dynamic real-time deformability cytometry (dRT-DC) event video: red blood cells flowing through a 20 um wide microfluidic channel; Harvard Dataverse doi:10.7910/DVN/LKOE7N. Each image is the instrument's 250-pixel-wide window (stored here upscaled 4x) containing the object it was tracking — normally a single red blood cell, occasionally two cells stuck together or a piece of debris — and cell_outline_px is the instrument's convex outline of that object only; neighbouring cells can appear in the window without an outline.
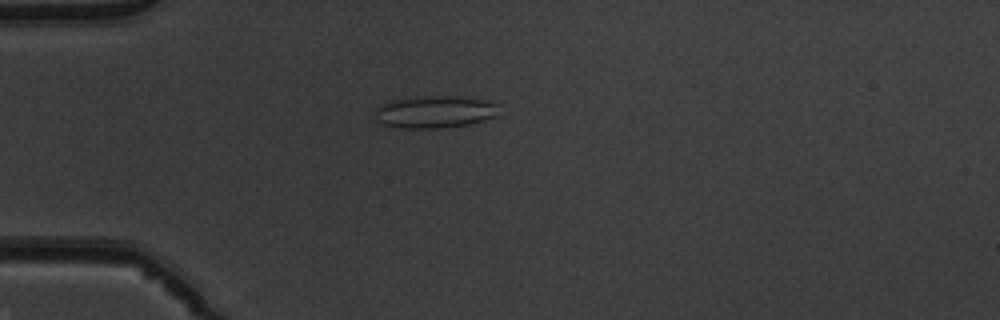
{"species": "common noctule bat (a hibernating species)", "species_latin": "Nyctalus noctula", "temperature_condition": "warm", "stored_images_in_passage": 52, "camera_frame_rate_fps": 3000, "um_per_image_px": 0.085, "animal": {"sex": "male", "body_mass_g": 19.5, "forearm_length_mm": 54.6}, "frame": {"image": 1, "passage_image": 15, "time_ms": 4.667, "image_size_px": [1000, 320], "cell_outline_px": [[496, 116], [468, 124], [440, 128], [404, 128], [384, 124], [376, 120], [376, 108], [392, 100], [404, 96], [460, 96], [488, 100], [496, 104]], "centroid_in_image_um": [36.93, 9.48], "position_along_channel_um": 48.1, "area_um2": 23.24}}
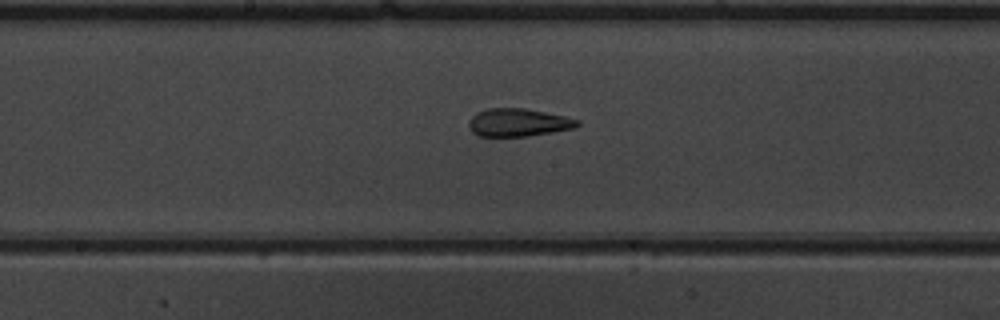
{"frame": {"image": 2, "passage_image": 28, "time_ms": 9.0, "image_size_px": [1000, 320], "cell_outline_px": [[580, 124], [572, 128], [552, 132], [528, 136], [480, 136], [472, 132], [468, 128], [468, 120], [476, 112], [488, 108], [524, 108], [564, 116], [580, 120]], "centroid_in_image_um": [44.01, 10.41], "position_along_channel_um": 204.2, "area_um2": 17.63}}
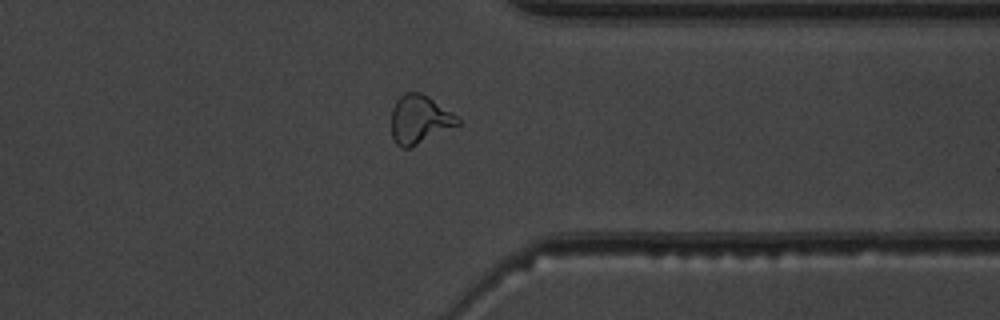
{"frame": {"image": 3, "passage_image": 41, "time_ms": 13.333, "image_size_px": [1000, 320], "cell_outline_px": [[460, 124], [408, 148], [400, 148], [396, 144], [392, 136], [392, 108], [396, 100], [404, 92], [420, 92], [428, 96], [456, 116], [460, 120]], "centroid_in_image_um": [35.62, 10.14], "position_along_channel_um": 375.8, "area_um2": 18.44}, "authors_computed_cell_mechanics": {"area_um2": 20.0566, "velocity_mm_per_s": 4.0246, "shape_relaxation_time_tau1_ms": null, "shape_relaxation_time_tau2_ms": 1.667, "deformation_change_tau1": null, "deformation_change_tau2": 0.1097}}